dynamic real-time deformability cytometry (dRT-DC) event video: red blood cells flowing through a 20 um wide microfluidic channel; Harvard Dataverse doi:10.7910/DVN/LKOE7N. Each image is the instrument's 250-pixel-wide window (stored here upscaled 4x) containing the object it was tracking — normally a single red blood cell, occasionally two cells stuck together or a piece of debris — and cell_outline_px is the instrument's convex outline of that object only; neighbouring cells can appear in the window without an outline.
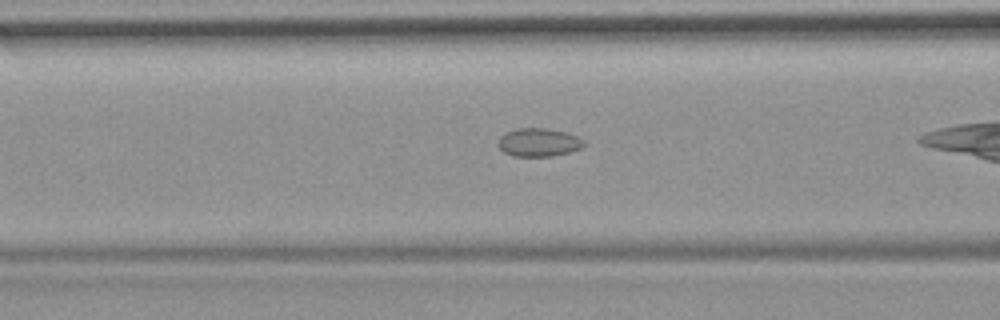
{"species": "common noctule bat (a hibernating species)", "species_latin": "Nyctalus noctula", "temperature_condition": "room temperature", "stored_images_in_passage": 26, "camera_frame_rate_fps": 3000, "um_per_image_px": 0.085, "animal": {"sex": "female", "body_mass_g": 19.9}, "frame": {"image": 1, "passage_image": 5, "time_ms": 1.333, "image_size_px": [1000, 320], "cell_outline_px": [[584, 144], [580, 148], [568, 152], [552, 156], [516, 156], [504, 152], [500, 148], [500, 136], [516, 128], [544, 128], [564, 132], [576, 136], [584, 140]], "centroid_in_image_um": [45.79, 12.1], "position_along_channel_um": 120.8, "area_um2": 13.76}}
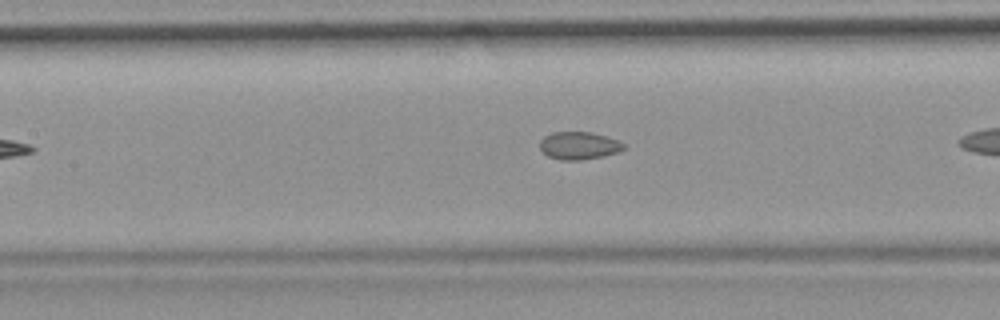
{"frame": {"image": 2, "passage_image": 8, "time_ms": 2.333, "image_size_px": [1000, 320], "cell_outline_px": [[624, 148], [616, 152], [604, 156], [580, 160], [560, 160], [548, 156], [540, 148], [540, 140], [544, 136], [552, 132], [592, 132], [616, 140], [624, 144]], "centroid_in_image_um": [49.17, 12.37], "position_along_channel_um": 158.2, "area_um2": 13.35}}
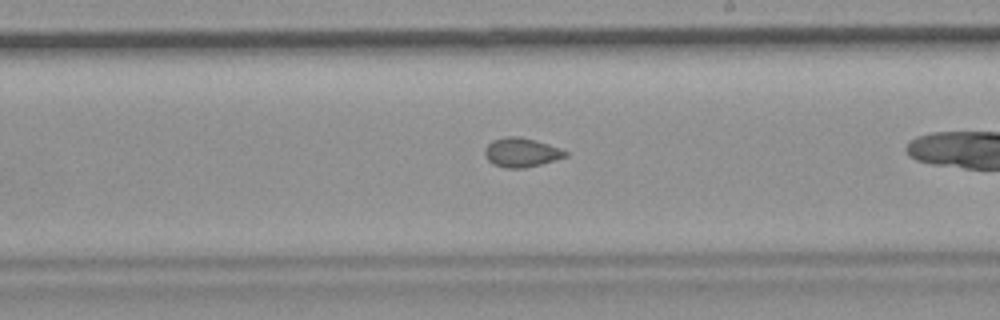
{"frame": {"image": 3, "passage_image": 15, "time_ms": 4.667, "image_size_px": [1000, 320], "cell_outline_px": [[568, 156], [540, 164], [524, 168], [504, 168], [492, 164], [488, 160], [484, 152], [484, 148], [492, 140], [504, 136], [520, 136], [548, 144], [560, 148], [568, 152]], "centroid_in_image_um": [44.29, 12.95], "position_along_channel_um": 244.7, "area_um2": 13.76}}